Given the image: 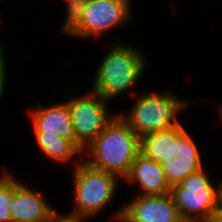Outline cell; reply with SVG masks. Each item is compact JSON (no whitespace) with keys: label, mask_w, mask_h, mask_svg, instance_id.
I'll return each instance as SVG.
<instances>
[{"label":"cell","mask_w":222,"mask_h":222,"mask_svg":"<svg viewBox=\"0 0 222 222\" xmlns=\"http://www.w3.org/2000/svg\"><path fill=\"white\" fill-rule=\"evenodd\" d=\"M179 124L152 132L140 137V154L160 164L172 160L177 156L179 134L185 129Z\"/></svg>","instance_id":"cell-13"},{"label":"cell","mask_w":222,"mask_h":222,"mask_svg":"<svg viewBox=\"0 0 222 222\" xmlns=\"http://www.w3.org/2000/svg\"><path fill=\"white\" fill-rule=\"evenodd\" d=\"M2 16H1V13H0V25H2ZM4 51V49H3V46H2V43L0 44V53H5V52H3Z\"/></svg>","instance_id":"cell-22"},{"label":"cell","mask_w":222,"mask_h":222,"mask_svg":"<svg viewBox=\"0 0 222 222\" xmlns=\"http://www.w3.org/2000/svg\"><path fill=\"white\" fill-rule=\"evenodd\" d=\"M88 221L85 217L82 215L74 212L69 211L65 212L64 214H60V212L55 208L52 209L50 212V215L48 219L45 222H84Z\"/></svg>","instance_id":"cell-17"},{"label":"cell","mask_w":222,"mask_h":222,"mask_svg":"<svg viewBox=\"0 0 222 222\" xmlns=\"http://www.w3.org/2000/svg\"><path fill=\"white\" fill-rule=\"evenodd\" d=\"M197 222H213V221H197Z\"/></svg>","instance_id":"cell-23"},{"label":"cell","mask_w":222,"mask_h":222,"mask_svg":"<svg viewBox=\"0 0 222 222\" xmlns=\"http://www.w3.org/2000/svg\"><path fill=\"white\" fill-rule=\"evenodd\" d=\"M87 0L65 1L66 15L60 31L63 36L67 35L79 24L85 10Z\"/></svg>","instance_id":"cell-16"},{"label":"cell","mask_w":222,"mask_h":222,"mask_svg":"<svg viewBox=\"0 0 222 222\" xmlns=\"http://www.w3.org/2000/svg\"><path fill=\"white\" fill-rule=\"evenodd\" d=\"M43 193L30 188L13 174V198L9 204L11 222L46 221L54 207Z\"/></svg>","instance_id":"cell-10"},{"label":"cell","mask_w":222,"mask_h":222,"mask_svg":"<svg viewBox=\"0 0 222 222\" xmlns=\"http://www.w3.org/2000/svg\"><path fill=\"white\" fill-rule=\"evenodd\" d=\"M4 56H6L5 54L3 53H0V101L4 95V92H5V88L8 84V67L6 66L7 65V61L5 60L6 57L4 58ZM6 85V86H5Z\"/></svg>","instance_id":"cell-18"},{"label":"cell","mask_w":222,"mask_h":222,"mask_svg":"<svg viewBox=\"0 0 222 222\" xmlns=\"http://www.w3.org/2000/svg\"><path fill=\"white\" fill-rule=\"evenodd\" d=\"M213 222H222V208H217L215 211Z\"/></svg>","instance_id":"cell-20"},{"label":"cell","mask_w":222,"mask_h":222,"mask_svg":"<svg viewBox=\"0 0 222 222\" xmlns=\"http://www.w3.org/2000/svg\"><path fill=\"white\" fill-rule=\"evenodd\" d=\"M116 39L96 66L90 88L108 101L133 92L148 65L144 52L130 42Z\"/></svg>","instance_id":"cell-1"},{"label":"cell","mask_w":222,"mask_h":222,"mask_svg":"<svg viewBox=\"0 0 222 222\" xmlns=\"http://www.w3.org/2000/svg\"><path fill=\"white\" fill-rule=\"evenodd\" d=\"M124 180L130 187L137 186V195H163L170 193L171 189L167 184L162 165L140 153Z\"/></svg>","instance_id":"cell-12"},{"label":"cell","mask_w":222,"mask_h":222,"mask_svg":"<svg viewBox=\"0 0 222 222\" xmlns=\"http://www.w3.org/2000/svg\"><path fill=\"white\" fill-rule=\"evenodd\" d=\"M74 164L70 176L74 205L70 210L93 220L105 207L112 205L122 180L112 173L90 167L83 160Z\"/></svg>","instance_id":"cell-4"},{"label":"cell","mask_w":222,"mask_h":222,"mask_svg":"<svg viewBox=\"0 0 222 222\" xmlns=\"http://www.w3.org/2000/svg\"><path fill=\"white\" fill-rule=\"evenodd\" d=\"M13 198V174L3 170L0 174V222H11L10 202Z\"/></svg>","instance_id":"cell-15"},{"label":"cell","mask_w":222,"mask_h":222,"mask_svg":"<svg viewBox=\"0 0 222 222\" xmlns=\"http://www.w3.org/2000/svg\"><path fill=\"white\" fill-rule=\"evenodd\" d=\"M219 182H216L218 185V198H217V208H222V180H219Z\"/></svg>","instance_id":"cell-19"},{"label":"cell","mask_w":222,"mask_h":222,"mask_svg":"<svg viewBox=\"0 0 222 222\" xmlns=\"http://www.w3.org/2000/svg\"><path fill=\"white\" fill-rule=\"evenodd\" d=\"M132 0H87L79 24L67 35L72 38L98 39L133 20ZM108 32V33H107Z\"/></svg>","instance_id":"cell-7"},{"label":"cell","mask_w":222,"mask_h":222,"mask_svg":"<svg viewBox=\"0 0 222 222\" xmlns=\"http://www.w3.org/2000/svg\"><path fill=\"white\" fill-rule=\"evenodd\" d=\"M166 90L139 91L134 94L130 110L117 114L139 137L171 128L180 123L179 114L184 113L181 111L187 109L191 102L180 98L171 89Z\"/></svg>","instance_id":"cell-3"},{"label":"cell","mask_w":222,"mask_h":222,"mask_svg":"<svg viewBox=\"0 0 222 222\" xmlns=\"http://www.w3.org/2000/svg\"><path fill=\"white\" fill-rule=\"evenodd\" d=\"M35 142L43 156L51 161L62 164L74 163V158L79 164L83 154L71 141L59 136H34ZM81 156L76 159L78 156ZM80 160V161H79Z\"/></svg>","instance_id":"cell-14"},{"label":"cell","mask_w":222,"mask_h":222,"mask_svg":"<svg viewBox=\"0 0 222 222\" xmlns=\"http://www.w3.org/2000/svg\"><path fill=\"white\" fill-rule=\"evenodd\" d=\"M188 131L185 128L179 134L177 156L161 164L170 188L205 165L199 146Z\"/></svg>","instance_id":"cell-11"},{"label":"cell","mask_w":222,"mask_h":222,"mask_svg":"<svg viewBox=\"0 0 222 222\" xmlns=\"http://www.w3.org/2000/svg\"><path fill=\"white\" fill-rule=\"evenodd\" d=\"M120 208V209H119ZM110 216L113 222H184L170 193L136 195Z\"/></svg>","instance_id":"cell-8"},{"label":"cell","mask_w":222,"mask_h":222,"mask_svg":"<svg viewBox=\"0 0 222 222\" xmlns=\"http://www.w3.org/2000/svg\"><path fill=\"white\" fill-rule=\"evenodd\" d=\"M218 114H219V117H220V121L222 123V103L220 104V106H218ZM222 125V124H221Z\"/></svg>","instance_id":"cell-21"},{"label":"cell","mask_w":222,"mask_h":222,"mask_svg":"<svg viewBox=\"0 0 222 222\" xmlns=\"http://www.w3.org/2000/svg\"><path fill=\"white\" fill-rule=\"evenodd\" d=\"M139 153L140 137L116 114L85 149L83 161L94 169L118 176L124 182Z\"/></svg>","instance_id":"cell-2"},{"label":"cell","mask_w":222,"mask_h":222,"mask_svg":"<svg viewBox=\"0 0 222 222\" xmlns=\"http://www.w3.org/2000/svg\"><path fill=\"white\" fill-rule=\"evenodd\" d=\"M34 136H59L76 146V135L71 122L68 104L65 100L46 107L38 102L34 109H28Z\"/></svg>","instance_id":"cell-9"},{"label":"cell","mask_w":222,"mask_h":222,"mask_svg":"<svg viewBox=\"0 0 222 222\" xmlns=\"http://www.w3.org/2000/svg\"><path fill=\"white\" fill-rule=\"evenodd\" d=\"M64 100L68 104L71 122L76 135V147L84 153L89 144L116 116L110 111V101L91 89L84 94Z\"/></svg>","instance_id":"cell-6"},{"label":"cell","mask_w":222,"mask_h":222,"mask_svg":"<svg viewBox=\"0 0 222 222\" xmlns=\"http://www.w3.org/2000/svg\"><path fill=\"white\" fill-rule=\"evenodd\" d=\"M204 166L170 189L184 222L213 221L217 210L218 185Z\"/></svg>","instance_id":"cell-5"}]
</instances>
